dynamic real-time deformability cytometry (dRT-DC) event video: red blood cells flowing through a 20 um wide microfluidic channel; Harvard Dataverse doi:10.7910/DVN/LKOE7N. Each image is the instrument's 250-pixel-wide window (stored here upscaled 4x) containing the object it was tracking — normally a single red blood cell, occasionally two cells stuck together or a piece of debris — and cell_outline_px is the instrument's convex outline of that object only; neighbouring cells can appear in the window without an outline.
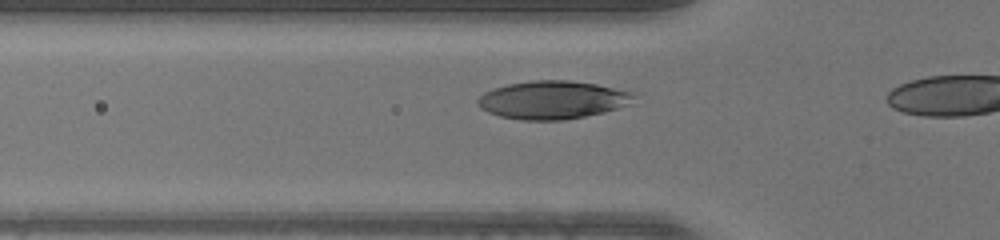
{"species": "human", "species_latin": "Homo sapiens", "temperature_condition": "warm", "stored_images_in_passage": 13, "camera_frame_rate_fps": 3000, "um_per_image_px": 0.085, "donor": {"sex": "male"}, "frame": {"image": 1, "passage_image": 11, "time_ms": 3.333, "image_size_px": [1000, 240], "cell_outline_px": [[636, 96], [628, 104], [604, 112], [564, 120], [520, 120], [500, 116], [488, 112], [480, 108], [476, 104], [476, 100], [484, 92], [492, 88], [508, 84], [532, 80], [568, 80], [596, 84], [636, 92]], "centroid_in_image_um": [46.94, 8.48], "position_along_channel_um": 78.9, "area_um2": 34.8}}